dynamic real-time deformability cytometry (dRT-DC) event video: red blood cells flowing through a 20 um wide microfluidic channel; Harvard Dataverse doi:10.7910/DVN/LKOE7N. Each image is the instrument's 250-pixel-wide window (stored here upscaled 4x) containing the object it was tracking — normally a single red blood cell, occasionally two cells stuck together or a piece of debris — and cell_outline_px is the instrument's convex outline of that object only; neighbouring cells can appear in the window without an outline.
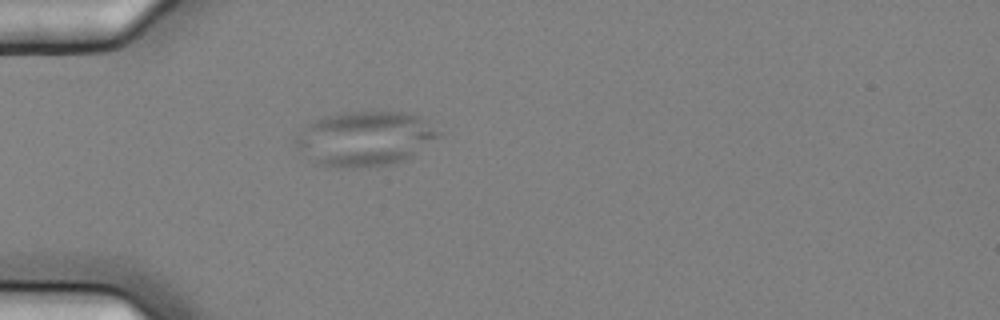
{"species": "common noctule bat (a hibernating species)", "species_latin": "Nyctalus noctula", "temperature_condition": "cold", "stored_images_in_passage": 2, "camera_frame_rate_fps": 3000, "um_per_image_px": 0.085, "animal": {"sex": "female", "body_mass_g": 25.1}, "frame": {"image": 1, "passage_image": 1, "time_ms": 0.0, "image_size_px": [1000, 320], "cell_outline_px": [[444, 132], [440, 136], [412, 156], [404, 160], [392, 164], [352, 168], [320, 164], [296, 148], [296, 136], [308, 124], [324, 116], [344, 112], [408, 112], [424, 116]], "centroid_in_image_um": [31.12, 11.75], "position_along_channel_um": 53.9, "area_um2": 45.49}}